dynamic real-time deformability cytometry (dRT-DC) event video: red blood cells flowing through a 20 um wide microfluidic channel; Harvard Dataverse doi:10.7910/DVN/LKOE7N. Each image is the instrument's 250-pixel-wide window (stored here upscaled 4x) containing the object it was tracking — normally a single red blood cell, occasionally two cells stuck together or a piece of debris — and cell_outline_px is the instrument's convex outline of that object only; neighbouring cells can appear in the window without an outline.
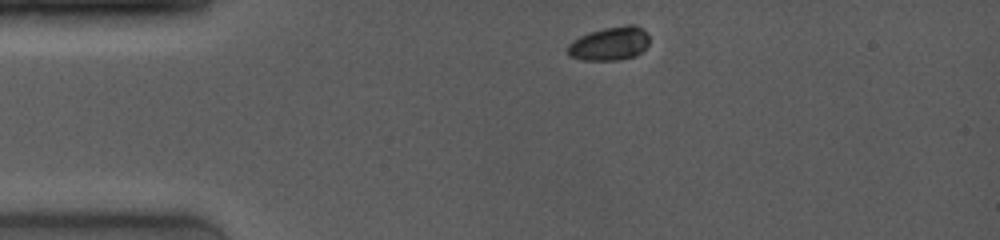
{"species": "common noctule bat (a hibernating species)", "species_latin": "Nyctalus noctula", "temperature_condition": "room temperature", "stored_images_in_passage": 2, "camera_frame_rate_fps": 4000, "um_per_image_px": 0.085, "animal": {"sex": "female", "body_mass_g": 19.0, "forearm_length_mm": 53.3}, "frame": {"image": 1, "passage_image": 1, "time_ms": 0.0, "image_size_px": [1000, 240], "cell_outline_px": [[648, 44], [636, 56], [620, 60], [580, 60], [568, 56], [568, 44], [572, 40], [588, 32], [604, 28], [628, 24], [636, 24], [648, 36]], "centroid_in_image_um": [51.78, 3.71], "position_along_channel_um": 33.2, "area_um2": 16.07}}